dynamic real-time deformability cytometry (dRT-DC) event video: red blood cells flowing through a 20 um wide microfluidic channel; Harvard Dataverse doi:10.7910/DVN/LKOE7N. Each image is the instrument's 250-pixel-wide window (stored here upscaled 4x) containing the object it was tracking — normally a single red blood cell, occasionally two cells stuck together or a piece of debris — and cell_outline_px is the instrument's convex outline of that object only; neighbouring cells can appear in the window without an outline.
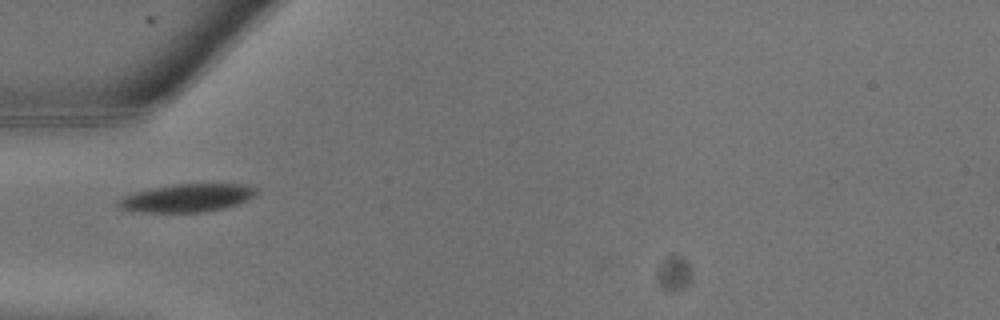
{"species": "common noctule bat (a hibernating species)", "species_latin": "Nyctalus noctula", "temperature_condition": "warm", "stored_images_in_passage": 3, "camera_frame_rate_fps": 3000, "um_per_image_px": 0.085, "animal": {"sex": "male", "body_mass_g": 13.3}, "frame": {"image": 1, "passage_image": 2, "time_ms": 0.333, "image_size_px": [1000, 320], "cell_outline_px": [[256, 192], [248, 200], [224, 208], [204, 212], [136, 212], [120, 208], [116, 204], [116, 200], [124, 196], [136, 192], [152, 188], [176, 184], [236, 184], [256, 188]], "centroid_in_image_um": [15.83, 16.84], "position_along_channel_um": 69.2, "area_um2": 22.31}}